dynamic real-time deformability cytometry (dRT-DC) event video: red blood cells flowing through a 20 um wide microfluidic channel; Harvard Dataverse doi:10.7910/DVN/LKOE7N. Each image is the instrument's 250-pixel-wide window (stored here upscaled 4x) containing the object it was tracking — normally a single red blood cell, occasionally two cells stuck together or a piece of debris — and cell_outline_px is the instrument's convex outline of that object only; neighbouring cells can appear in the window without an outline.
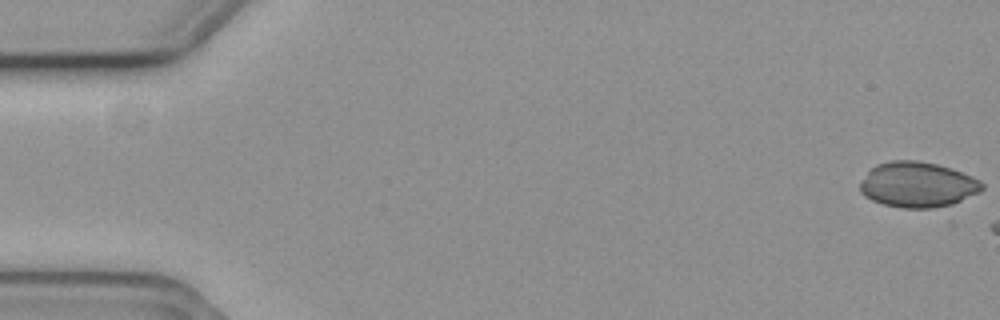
{"species": "common noctule bat (a hibernating species)", "species_latin": "Nyctalus noctula", "temperature_condition": "cold", "stored_images_in_passage": 14, "camera_frame_rate_fps": 3000, "um_per_image_px": 0.085, "animal": {"sex": "female", "body_mass_g": 19.3, "forearm_length_mm": 54.1}, "frame": {"image": 1, "passage_image": 1, "time_ms": 0.0, "image_size_px": [1000, 320], "cell_outline_px": [[984, 188], [980, 192], [944, 208], [904, 208], [884, 204], [872, 200], [864, 196], [860, 192], [860, 184], [868, 172], [876, 164], [892, 160], [920, 160], [952, 168], [972, 176], [980, 180], [984, 184]], "centroid_in_image_um": [78.03, 15.7], "position_along_channel_um": 7.0, "area_um2": 32.54}}